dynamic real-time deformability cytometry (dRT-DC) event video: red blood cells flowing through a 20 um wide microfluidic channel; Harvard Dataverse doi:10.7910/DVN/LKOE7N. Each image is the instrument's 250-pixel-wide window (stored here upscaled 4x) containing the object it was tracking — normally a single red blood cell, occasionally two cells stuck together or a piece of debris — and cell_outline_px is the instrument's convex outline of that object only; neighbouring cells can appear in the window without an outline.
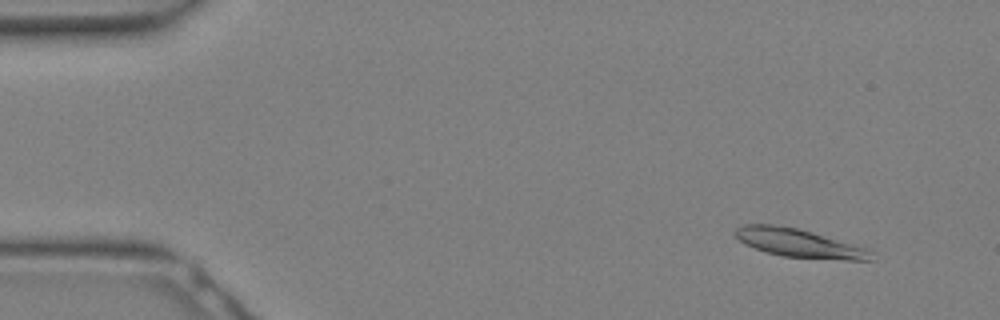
{"species": "Egyptian fruit bat (a non-hibernating species)", "species_latin": "Rousettus aegyptiacus", "temperature_condition": "warm", "stored_images_in_passage": 15, "camera_frame_rate_fps": 3000, "um_per_image_px": 0.085, "animal": {"sex": "female"}, "frame": {"image": 1, "passage_image": 3, "time_ms": 0.667, "image_size_px": [1000, 320], "cell_outline_px": [[876, 252], [872, 260], [844, 260], [784, 256], [768, 252], [744, 244], [736, 236], [736, 228], [744, 224], [772, 224], [800, 228], [868, 248]], "centroid_in_image_um": [68.0, 20.66], "position_along_channel_um": 17.0, "area_um2": 22.6}}
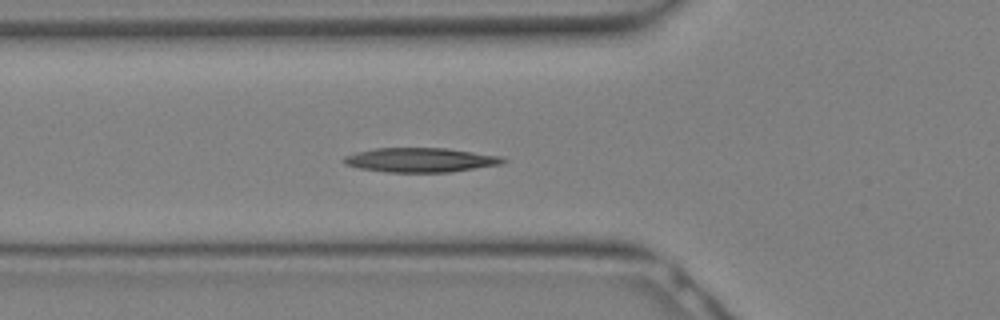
{"frame": {"image": 2, "passage_image": 11, "time_ms": 3.333, "image_size_px": [1000, 320], "cell_outline_px": [[508, 160], [504, 164], [448, 172], [388, 172], [360, 168], [344, 164], [340, 160], [344, 156], [356, 152], [376, 148], [448, 148], [500, 156]], "centroid_in_image_um": [35.74, 13.59], "position_along_channel_um": 90.1, "area_um2": 22.66}}
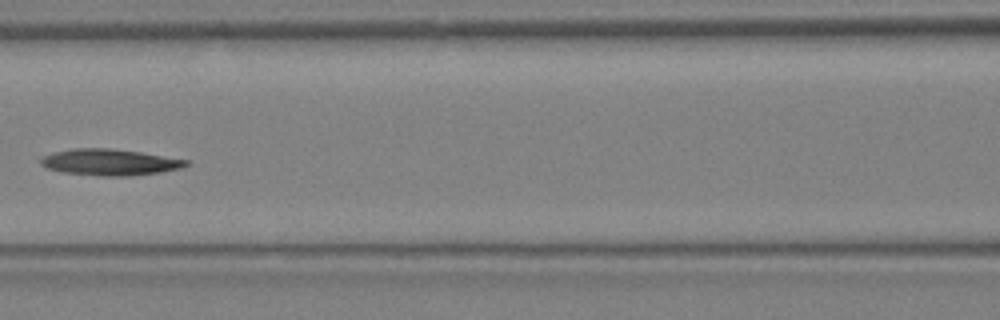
{"frame": {"image": 3, "passage_image": 14, "time_ms": 4.333, "image_size_px": [1000, 320], "cell_outline_px": [[192, 160], [188, 164], [180, 168], [160, 172], [128, 176], [104, 176], [64, 172], [48, 168], [40, 164], [40, 160], [44, 156], [56, 152], [72, 148], [112, 148], [140, 152]], "centroid_in_image_um": [9.37, 13.78], "position_along_channel_um": 157.2, "area_um2": 22.14}}